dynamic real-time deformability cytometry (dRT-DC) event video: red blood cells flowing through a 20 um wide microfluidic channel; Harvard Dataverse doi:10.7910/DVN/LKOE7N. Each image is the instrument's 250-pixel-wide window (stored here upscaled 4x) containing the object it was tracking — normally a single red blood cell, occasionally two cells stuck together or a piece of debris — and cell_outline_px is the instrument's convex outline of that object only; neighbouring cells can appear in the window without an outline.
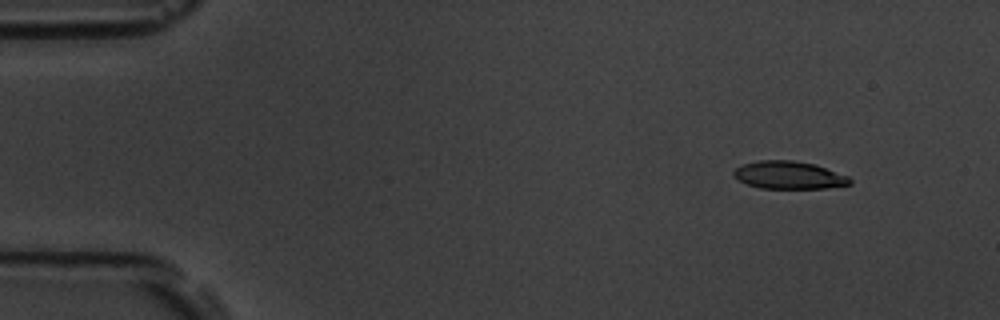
{"species": "common noctule bat (a hibernating species)", "species_latin": "Nyctalus noctula", "temperature_condition": "room temperature", "stored_images_in_passage": 50, "camera_frame_rate_fps": 3000, "um_per_image_px": 0.085, "animal": {"sex": "male", "body_mass_g": 19.5, "forearm_length_mm": 54.6}, "frame": {"image": 1, "passage_image": 1, "time_ms": 0.0, "image_size_px": [1000, 320], "cell_outline_px": [[852, 184], [824, 188], [760, 188], [736, 180], [732, 176], [732, 172], [736, 168], [744, 164], [760, 160], [792, 160], [816, 164], [848, 176], [852, 180]], "centroid_in_image_um": [67.04, 14.88], "position_along_channel_um": 18.0, "area_um2": 18.84}}
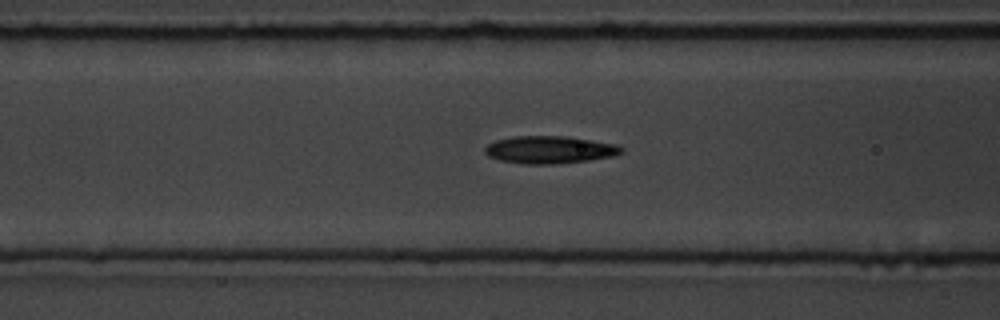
{"frame": {"image": 2, "passage_image": 17, "time_ms": 5.333, "image_size_px": [1000, 320], "cell_outline_px": [[624, 152], [612, 156], [588, 160], [556, 164], [524, 164], [500, 160], [488, 156], [484, 152], [484, 148], [488, 144], [496, 140], [512, 136], [568, 136], [616, 144], [624, 148]], "centroid_in_image_um": [46.71, 12.72], "position_along_channel_um": 119.9, "area_um2": 21.96}}
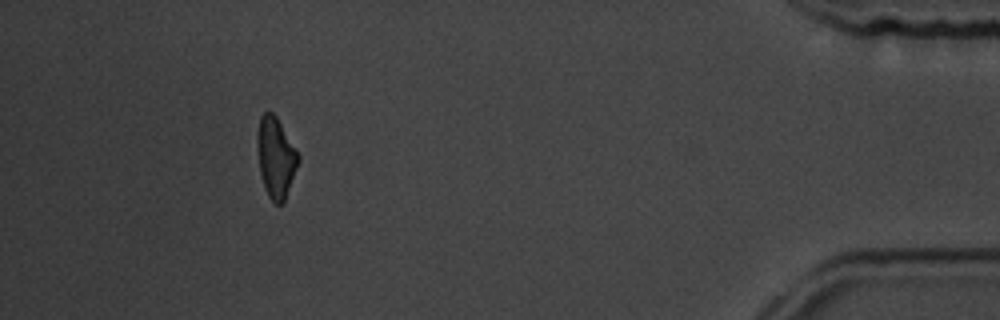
{"frame": {"image": 3, "passage_image": 45, "time_ms": 14.667, "image_size_px": [1000, 320], "cell_outline_px": [[300, 160], [284, 204], [276, 204], [268, 196], [264, 188], [260, 172], [256, 144], [256, 132], [260, 116], [268, 108], [276, 116], [300, 156]], "centroid_in_image_um": [23.43, 13.37], "position_along_channel_um": 411.8, "area_um2": 19.59}, "authors_computed_cell_mechanics": {"area_um2": 20.4901, "velocity_mm_per_s": 3.7804, "shape_relaxation_time_tau1_ms": 4.8806, "shape_relaxation_time_tau2_ms": 4.6877, "deformation_change_tau1": 0.1369, "deformation_change_tau2": 0.1561}}